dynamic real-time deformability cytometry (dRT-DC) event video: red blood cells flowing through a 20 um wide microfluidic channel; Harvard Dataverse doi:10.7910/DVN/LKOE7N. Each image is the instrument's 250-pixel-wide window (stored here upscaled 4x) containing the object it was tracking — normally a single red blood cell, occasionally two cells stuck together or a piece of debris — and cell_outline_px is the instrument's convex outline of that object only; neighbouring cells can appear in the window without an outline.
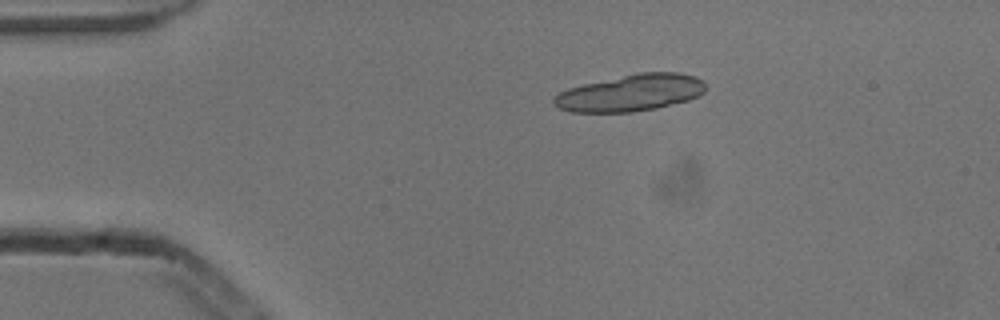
{"species": "common noctule bat (a hibernating species)", "species_latin": "Nyctalus noctula", "temperature_condition": "cold", "stored_images_in_passage": 10, "segment_of_instrument_passage": [1, 2], "camera_frame_rate_fps": 3000, "um_per_image_px": 0.085, "animal": {"sex": "male", "body_mass_g": 13.3}, "frame": {"image": 1, "passage_image": 2, "time_ms": 0.333, "image_size_px": [1000, 320], "cell_outline_px": [[704, 92], [700, 96], [688, 100], [656, 108], [632, 112], [572, 112], [560, 108], [552, 100], [560, 92], [568, 88], [584, 84], [636, 72], [680, 72], [696, 76], [704, 84]], "centroid_in_image_um": [53.63, 7.88], "position_along_channel_um": 31.4, "area_um2": 32.37}}